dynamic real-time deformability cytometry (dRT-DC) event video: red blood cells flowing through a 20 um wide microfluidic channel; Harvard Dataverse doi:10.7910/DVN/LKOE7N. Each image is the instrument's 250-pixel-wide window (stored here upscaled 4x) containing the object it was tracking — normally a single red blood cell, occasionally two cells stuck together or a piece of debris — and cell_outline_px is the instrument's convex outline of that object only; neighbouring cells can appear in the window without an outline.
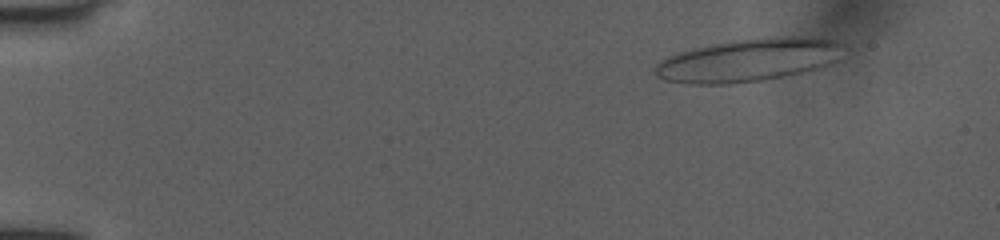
{"species": "human", "species_latin": "Homo sapiens", "temperature_condition": "room temperature", "stored_images_in_passage": 46, "camera_frame_rate_fps": 3000, "um_per_image_px": 0.085, "donor": {"sex": "female"}, "frame": {"image": 1, "passage_image": 1, "time_ms": 0.0, "image_size_px": [1000, 240], "cell_outline_px": [[840, 44], [828, 64], [816, 68], [800, 72], [760, 80], [728, 84], [692, 84], [664, 80], [656, 76], [656, 64], [668, 56], [680, 52], [712, 44], [732, 40], [776, 36], [792, 36], [828, 40]], "centroid_in_image_um": [63.45, 5.11], "position_along_channel_um": 21.6, "area_um2": 45.55}}
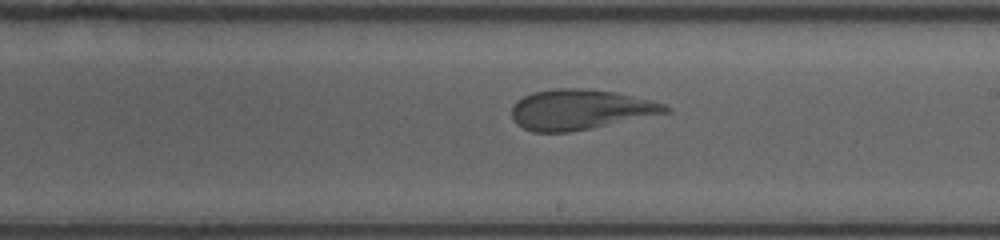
{"frame": {"image": 2, "passage_image": 26, "time_ms": 8.333, "image_size_px": [1000, 240], "cell_outline_px": [[672, 112], [568, 132], [532, 132], [516, 124], [512, 116], [512, 108], [524, 96], [532, 92], [556, 88], [580, 88], [616, 92], [664, 104], [672, 108]], "centroid_in_image_um": [49.32, 9.31], "position_along_channel_um": 239.7, "area_um2": 35.6}}
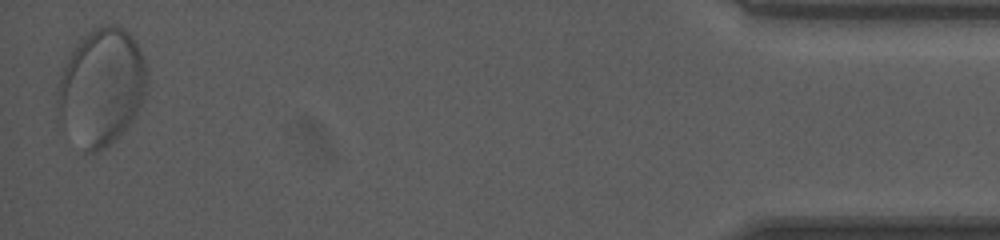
{"frame": {"image": 3, "passage_image": 46, "time_ms": 15.0, "image_size_px": [1000, 240], "cell_outline_px": [[148, 84], [140, 104], [132, 120], [104, 148], [92, 152], [84, 152], [56, 108], [56, 88], [60, 76], [72, 52], [80, 40], [92, 28], [108, 24], [116, 24], [124, 28], [132, 36], [144, 60], [148, 76]], "centroid_in_image_um": [8.63, 7.33], "position_along_channel_um": 426.6, "area_um2": 59.71}}